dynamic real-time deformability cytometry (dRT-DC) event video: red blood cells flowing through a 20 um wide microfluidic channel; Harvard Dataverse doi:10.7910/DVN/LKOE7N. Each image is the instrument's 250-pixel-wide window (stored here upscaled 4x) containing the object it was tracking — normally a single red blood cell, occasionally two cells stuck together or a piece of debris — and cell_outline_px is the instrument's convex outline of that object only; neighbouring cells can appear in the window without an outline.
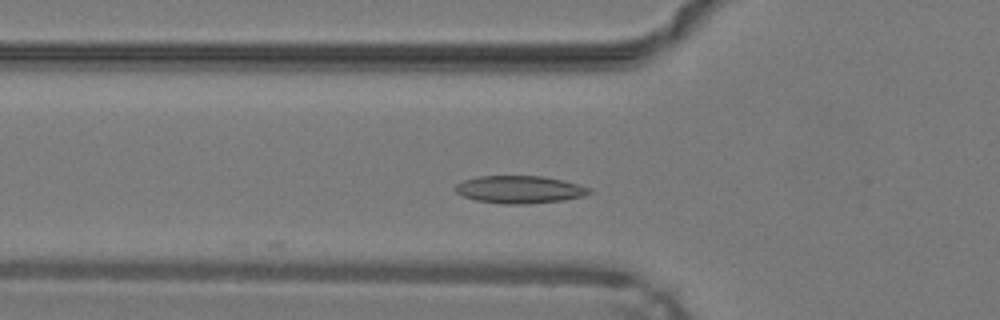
{"species": "common noctule bat (a hibernating species)", "species_latin": "Nyctalus noctula", "temperature_condition": "warm", "stored_images_in_passage": 11, "camera_frame_rate_fps": 3000, "um_per_image_px": 0.085, "animal": {"sex": "male", "body_mass_g": 19.2, "forearm_length_mm": 51.8}, "frame": {"image": 1, "passage_image": 3, "time_ms": 0.667, "image_size_px": [1000, 320], "cell_outline_px": [[592, 192], [584, 196], [564, 200], [528, 204], [504, 204], [476, 200], [464, 196], [456, 192], [456, 184], [464, 180], [480, 176], [544, 176], [564, 180], [580, 184], [592, 188]], "centroid_in_image_um": [44.24, 16.1], "position_along_channel_um": 81.6, "area_um2": 21.62}}
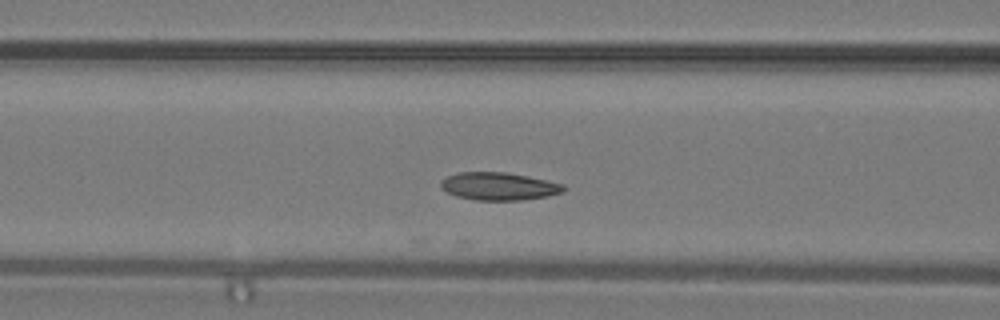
{"frame": {"image": 2, "passage_image": 6, "time_ms": 1.667, "image_size_px": [1000, 320], "cell_outline_px": [[568, 188], [564, 192], [548, 196], [524, 200], [476, 200], [456, 196], [440, 188], [440, 180], [456, 172], [504, 172], [528, 176], [564, 184]], "centroid_in_image_um": [42.42, 15.83], "position_along_channel_um": 124.2, "area_um2": 20.06}}
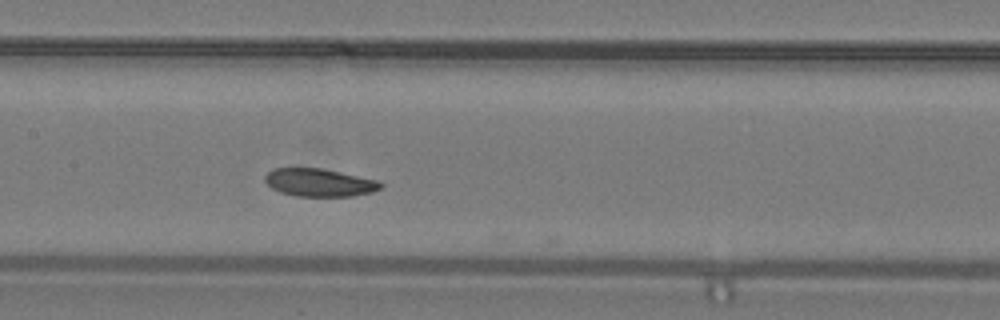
{"frame": {"image": 3, "passage_image": 10, "time_ms": 3.0, "image_size_px": [1000, 320], "cell_outline_px": [[384, 184], [380, 188], [372, 192], [352, 196], [296, 196], [280, 192], [272, 188], [264, 180], [264, 176], [272, 168], [320, 168], [380, 180]], "centroid_in_image_um": [27.15, 15.51], "position_along_channel_um": 180.2, "area_um2": 18.84}}